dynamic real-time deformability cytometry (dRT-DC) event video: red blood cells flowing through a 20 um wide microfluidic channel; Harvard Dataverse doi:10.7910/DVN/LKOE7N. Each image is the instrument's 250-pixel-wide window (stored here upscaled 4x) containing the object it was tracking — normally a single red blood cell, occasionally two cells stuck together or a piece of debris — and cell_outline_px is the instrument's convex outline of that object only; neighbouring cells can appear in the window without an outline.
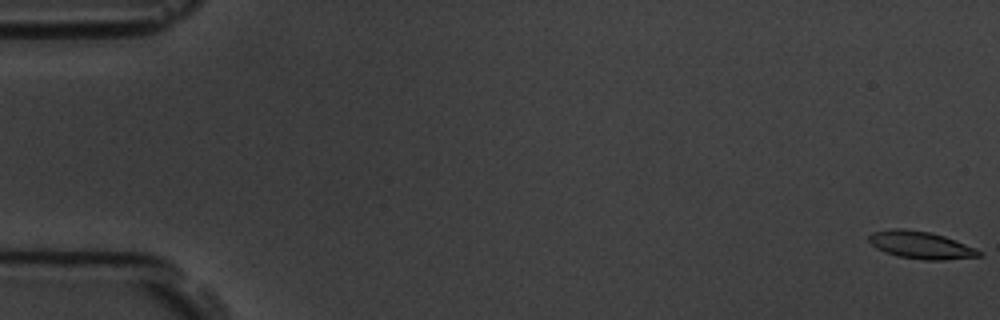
{"species": "common noctule bat (a hibernating species)", "species_latin": "Nyctalus noctula", "temperature_condition": "room temperature", "stored_images_in_passage": 8, "camera_frame_rate_fps": 3000, "um_per_image_px": 0.085, "animal": {"sex": "male", "body_mass_g": 19.5, "forearm_length_mm": 54.6}, "frame": {"image": 1, "passage_image": 1, "time_ms": 0.0, "image_size_px": [1000, 320], "cell_outline_px": [[984, 252], [980, 256], [944, 260], [924, 260], [900, 256], [884, 252], [876, 248], [868, 240], [868, 236], [872, 232], [892, 228], [904, 228], [928, 232], [944, 236]], "centroid_in_image_um": [78.24, 20.82], "position_along_channel_um": 6.8, "area_um2": 17.46}}
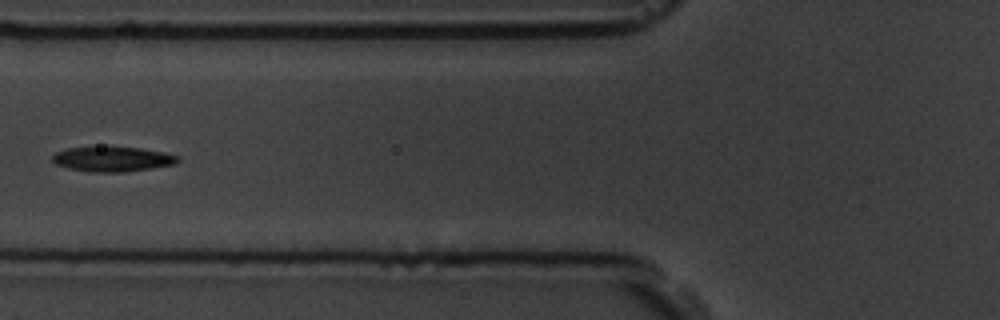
{"frame": {"image": 2, "passage_image": 7, "time_ms": 7.0, "image_size_px": [1000, 320], "cell_outline_px": [[180, 160], [176, 164], [152, 168], [124, 172], [88, 172], [68, 168], [56, 164], [52, 160], [52, 156], [56, 152], [68, 148], [140, 148], [164, 152], [180, 156]], "centroid_in_image_um": [9.6, 13.54], "position_along_channel_um": 116.2, "area_um2": 17.98}}
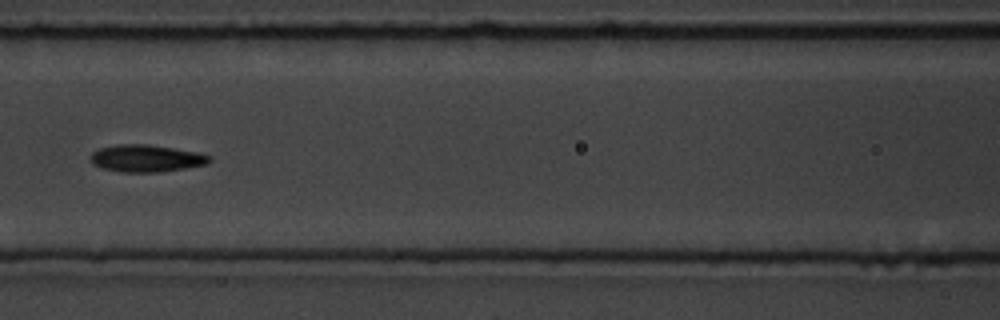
{"frame": {"image": 3, "passage_image": 8, "time_ms": 8.0, "image_size_px": [1000, 320], "cell_outline_px": [[212, 160], [208, 164], [160, 172], [124, 172], [104, 168], [92, 164], [88, 160], [92, 152], [100, 148], [116, 144], [148, 144], [196, 152], [212, 156]], "centroid_in_image_um": [12.42, 13.45], "position_along_channel_um": 154.2, "area_um2": 18.84}}